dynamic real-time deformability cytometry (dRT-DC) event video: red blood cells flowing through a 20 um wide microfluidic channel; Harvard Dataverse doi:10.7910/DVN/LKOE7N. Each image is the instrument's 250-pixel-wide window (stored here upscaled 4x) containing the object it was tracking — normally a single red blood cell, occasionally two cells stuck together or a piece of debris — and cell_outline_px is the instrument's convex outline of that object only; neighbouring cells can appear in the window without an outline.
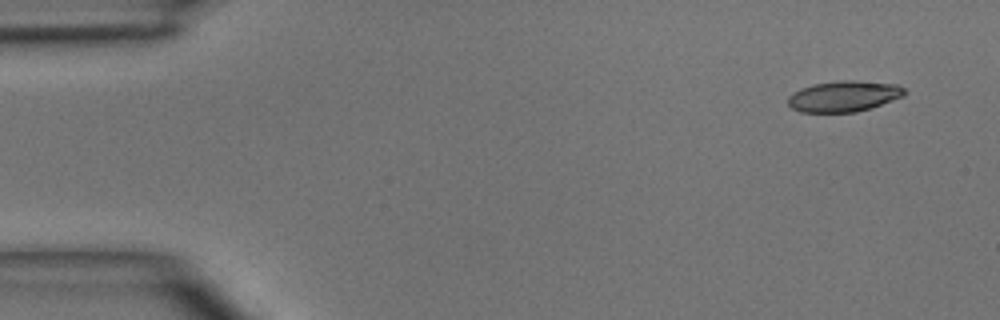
{"species": "common noctule bat (a hibernating species)", "species_latin": "Nyctalus noctula", "temperature_condition": "room temperature", "stored_images_in_passage": 3, "camera_frame_rate_fps": 3000, "um_per_image_px": 0.085, "animal": {"sex": "male", "body_mass_g": 15.6}, "frame": {"image": 1, "passage_image": 1, "time_ms": 0.0, "image_size_px": [1000, 320], "cell_outline_px": [[904, 96], [872, 108], [856, 112], [800, 112], [792, 108], [788, 104], [788, 96], [792, 92], [800, 88], [812, 84], [840, 80], [856, 80], [896, 84], [904, 88]], "centroid_in_image_um": [71.71, 8.18], "position_along_channel_um": 13.3, "area_um2": 21.15}}
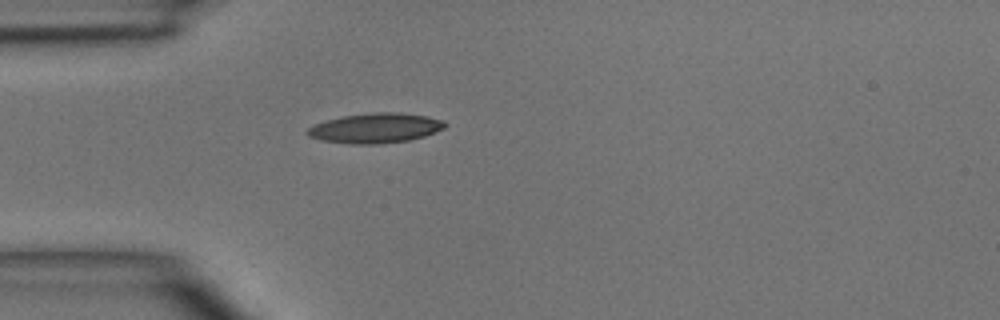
{"frame": {"image": 2, "passage_image": 3, "time_ms": 3.333, "image_size_px": [1000, 320], "cell_outline_px": [[448, 124], [444, 128], [424, 136], [408, 140], [376, 144], [352, 144], [320, 140], [308, 136], [304, 132], [308, 128], [316, 124], [328, 120], [344, 116], [372, 112], [400, 112], [428, 116], [440, 120]], "centroid_in_image_um": [31.9, 10.88], "position_along_channel_um": 53.1, "area_um2": 23.81}}